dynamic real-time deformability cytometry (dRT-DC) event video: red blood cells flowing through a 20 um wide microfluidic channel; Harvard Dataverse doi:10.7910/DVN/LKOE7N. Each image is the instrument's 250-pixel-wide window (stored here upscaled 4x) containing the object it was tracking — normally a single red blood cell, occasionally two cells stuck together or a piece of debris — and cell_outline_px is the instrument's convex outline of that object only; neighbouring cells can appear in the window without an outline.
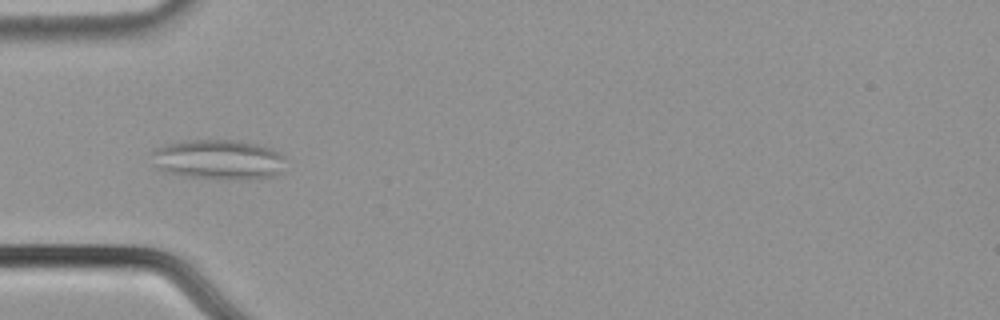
{"species": "common noctule bat (a hibernating species)", "species_latin": "Nyctalus noctula", "temperature_condition": "cold", "stored_images_in_passage": 57, "segment_of_instrument_passage": [1, 2], "camera_frame_rate_fps": 3000, "um_per_image_px": 0.085, "animal": {"sex": "male", "body_mass_g": 21.5, "forearm_length_mm": 52.0}, "frame": {"image": 1, "passage_image": 19, "time_ms": 6.0, "image_size_px": [1000, 320], "cell_outline_px": [[284, 160], [280, 172], [276, 176], [244, 180], [220, 180], [184, 176], [164, 172], [156, 168], [152, 164], [152, 152], [156, 148], [168, 144], [184, 140], [236, 140], [256, 144], [272, 148], [284, 156]], "centroid_in_image_um": [18.54, 13.58], "position_along_channel_um": 66.5, "area_um2": 31.67}}